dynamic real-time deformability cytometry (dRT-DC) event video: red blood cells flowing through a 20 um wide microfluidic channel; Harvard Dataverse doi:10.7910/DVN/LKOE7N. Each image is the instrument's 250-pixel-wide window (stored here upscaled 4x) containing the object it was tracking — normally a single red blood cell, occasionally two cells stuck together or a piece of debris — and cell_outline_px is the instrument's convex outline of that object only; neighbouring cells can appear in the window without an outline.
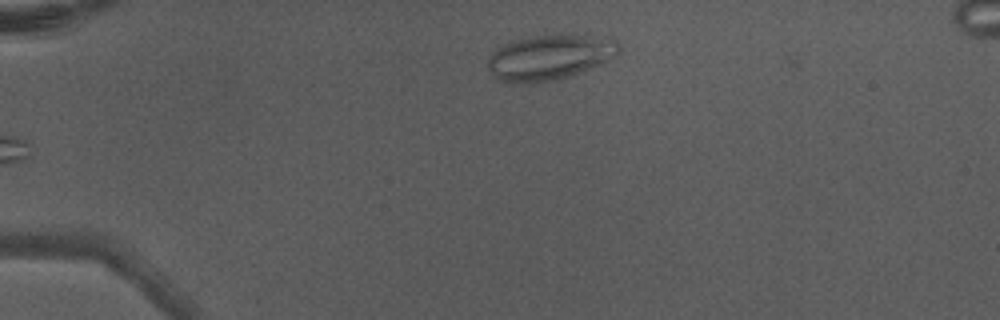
{"species": "Egyptian fruit bat (a non-hibernating species)", "species_latin": "Rousettus aegyptiacus", "temperature_condition": "warm", "stored_images_in_passage": 4, "camera_frame_rate_fps": 3000, "um_per_image_px": 0.085, "animal": {"sex": "male"}, "frame": {"image": 1, "passage_image": 4, "time_ms": 1.0, "image_size_px": [1000, 320], "cell_outline_px": [[620, 52], [600, 64], [568, 76], [556, 80], [536, 84], [516, 84], [500, 80], [492, 76], [488, 68], [488, 60], [492, 52], [500, 44], [524, 36], [584, 36], [616, 40], [620, 44]], "centroid_in_image_um": [46.61, 4.9], "position_along_channel_um": 38.4, "area_um2": 34.45}}